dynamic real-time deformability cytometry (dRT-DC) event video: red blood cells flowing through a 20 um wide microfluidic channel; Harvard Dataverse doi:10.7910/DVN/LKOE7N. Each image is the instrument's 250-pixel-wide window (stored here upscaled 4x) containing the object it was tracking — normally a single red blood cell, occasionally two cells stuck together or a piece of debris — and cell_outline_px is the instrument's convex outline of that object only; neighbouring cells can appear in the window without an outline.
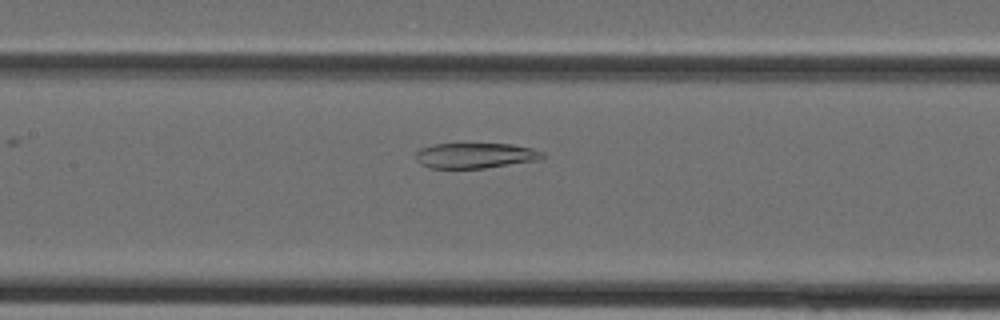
{"species": "Egyptian fruit bat (a non-hibernating species)", "species_latin": "Rousettus aegyptiacus", "temperature_condition": "cold", "stored_images_in_passage": 27, "camera_frame_rate_fps": 3000, "um_per_image_px": 0.085, "animal": {"sex": "female"}, "frame": {"image": 1, "passage_image": 8, "time_ms": 2.333, "image_size_px": [1000, 320], "cell_outline_px": [[544, 156], [540, 160], [484, 168], [428, 168], [420, 164], [416, 160], [416, 152], [420, 148], [432, 144], [512, 144], [532, 148], [544, 152]], "centroid_in_image_um": [40.39, 13.22], "position_along_channel_um": 167.0, "area_um2": 18.84}}
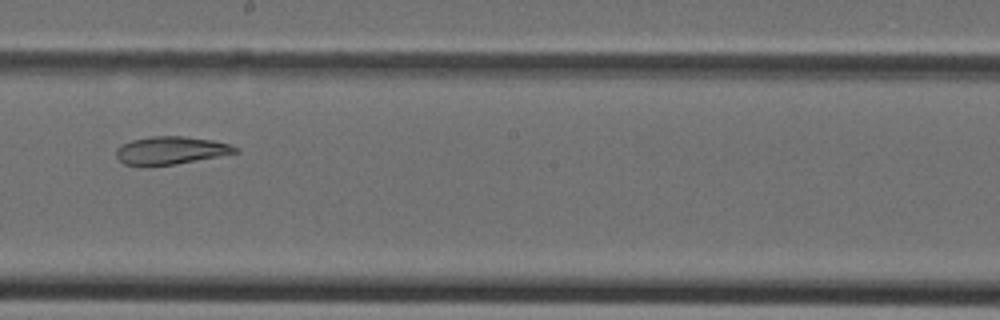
{"frame": {"image": 2, "passage_image": 12, "time_ms": 3.667, "image_size_px": [1000, 320], "cell_outline_px": [[240, 152], [176, 164], [144, 168], [124, 164], [116, 156], [116, 148], [132, 140], [152, 136], [184, 136], [212, 140], [228, 144], [240, 148]], "centroid_in_image_um": [14.49, 12.81], "position_along_channel_um": 233.7, "area_um2": 19.65}}
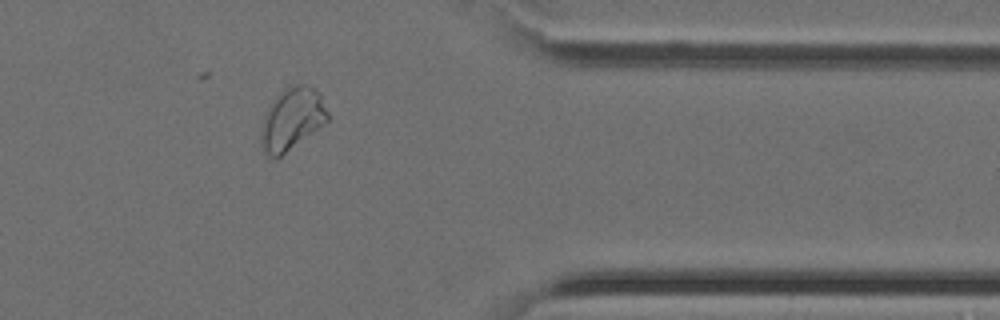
{"frame": {"image": 3, "passage_image": 22, "time_ms": 7.0, "image_size_px": [1000, 320], "cell_outline_px": [[328, 120], [324, 124], [280, 156], [268, 156], [264, 152], [260, 136], [260, 128], [264, 116], [268, 108], [276, 96], [280, 92], [296, 84], [308, 84], [316, 88], [320, 92], [328, 112]], "centroid_in_image_um": [24.83, 10.08], "position_along_channel_um": 386.6, "area_um2": 23.87}}